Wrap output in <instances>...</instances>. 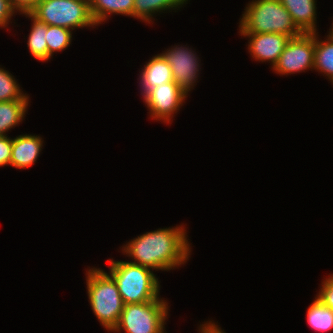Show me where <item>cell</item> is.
<instances>
[{
	"instance_id": "1",
	"label": "cell",
	"mask_w": 333,
	"mask_h": 333,
	"mask_svg": "<svg viewBox=\"0 0 333 333\" xmlns=\"http://www.w3.org/2000/svg\"><path fill=\"white\" fill-rule=\"evenodd\" d=\"M185 226L182 223L143 233L123 244L120 250L131 259L129 262L153 271L179 269L191 258L192 252Z\"/></svg>"
},
{
	"instance_id": "2",
	"label": "cell",
	"mask_w": 333,
	"mask_h": 333,
	"mask_svg": "<svg viewBox=\"0 0 333 333\" xmlns=\"http://www.w3.org/2000/svg\"><path fill=\"white\" fill-rule=\"evenodd\" d=\"M244 10L238 33H278L290 38L303 34L280 0H252Z\"/></svg>"
},
{
	"instance_id": "3",
	"label": "cell",
	"mask_w": 333,
	"mask_h": 333,
	"mask_svg": "<svg viewBox=\"0 0 333 333\" xmlns=\"http://www.w3.org/2000/svg\"><path fill=\"white\" fill-rule=\"evenodd\" d=\"M107 263L124 304L144 303L160 297V280L152 269L129 260L111 258Z\"/></svg>"
},
{
	"instance_id": "4",
	"label": "cell",
	"mask_w": 333,
	"mask_h": 333,
	"mask_svg": "<svg viewBox=\"0 0 333 333\" xmlns=\"http://www.w3.org/2000/svg\"><path fill=\"white\" fill-rule=\"evenodd\" d=\"M86 289L91 309L103 326L110 332L117 325L124 302L112 276L98 267L86 269Z\"/></svg>"
},
{
	"instance_id": "5",
	"label": "cell",
	"mask_w": 333,
	"mask_h": 333,
	"mask_svg": "<svg viewBox=\"0 0 333 333\" xmlns=\"http://www.w3.org/2000/svg\"><path fill=\"white\" fill-rule=\"evenodd\" d=\"M169 302L161 296L149 302L124 304L113 333H167ZM166 331V332H165Z\"/></svg>"
},
{
	"instance_id": "6",
	"label": "cell",
	"mask_w": 333,
	"mask_h": 333,
	"mask_svg": "<svg viewBox=\"0 0 333 333\" xmlns=\"http://www.w3.org/2000/svg\"><path fill=\"white\" fill-rule=\"evenodd\" d=\"M30 14L42 23L72 31L97 27L89 0H40Z\"/></svg>"
},
{
	"instance_id": "7",
	"label": "cell",
	"mask_w": 333,
	"mask_h": 333,
	"mask_svg": "<svg viewBox=\"0 0 333 333\" xmlns=\"http://www.w3.org/2000/svg\"><path fill=\"white\" fill-rule=\"evenodd\" d=\"M315 33L290 38L272 70L288 76L314 69Z\"/></svg>"
},
{
	"instance_id": "8",
	"label": "cell",
	"mask_w": 333,
	"mask_h": 333,
	"mask_svg": "<svg viewBox=\"0 0 333 333\" xmlns=\"http://www.w3.org/2000/svg\"><path fill=\"white\" fill-rule=\"evenodd\" d=\"M189 95L185 93L174 81L159 84L150 89L143 97L152 120L164 124H171L175 114L184 106Z\"/></svg>"
},
{
	"instance_id": "9",
	"label": "cell",
	"mask_w": 333,
	"mask_h": 333,
	"mask_svg": "<svg viewBox=\"0 0 333 333\" xmlns=\"http://www.w3.org/2000/svg\"><path fill=\"white\" fill-rule=\"evenodd\" d=\"M161 54L172 70L174 82L189 95L199 81L201 59L195 49L187 45H174ZM197 54V55H196ZM200 61V62H199Z\"/></svg>"
},
{
	"instance_id": "10",
	"label": "cell",
	"mask_w": 333,
	"mask_h": 333,
	"mask_svg": "<svg viewBox=\"0 0 333 333\" xmlns=\"http://www.w3.org/2000/svg\"><path fill=\"white\" fill-rule=\"evenodd\" d=\"M248 38L247 50L256 62L270 63L271 69L277 63L279 56L284 51L289 36L278 33H239Z\"/></svg>"
},
{
	"instance_id": "11",
	"label": "cell",
	"mask_w": 333,
	"mask_h": 333,
	"mask_svg": "<svg viewBox=\"0 0 333 333\" xmlns=\"http://www.w3.org/2000/svg\"><path fill=\"white\" fill-rule=\"evenodd\" d=\"M40 135L21 134L12 138L10 166L16 169L32 167L38 160L44 147Z\"/></svg>"
},
{
	"instance_id": "12",
	"label": "cell",
	"mask_w": 333,
	"mask_h": 333,
	"mask_svg": "<svg viewBox=\"0 0 333 333\" xmlns=\"http://www.w3.org/2000/svg\"><path fill=\"white\" fill-rule=\"evenodd\" d=\"M145 63L138 78L142 97L155 86L174 81L170 65L161 53L155 54Z\"/></svg>"
},
{
	"instance_id": "13",
	"label": "cell",
	"mask_w": 333,
	"mask_h": 333,
	"mask_svg": "<svg viewBox=\"0 0 333 333\" xmlns=\"http://www.w3.org/2000/svg\"><path fill=\"white\" fill-rule=\"evenodd\" d=\"M303 33H316L317 0H280Z\"/></svg>"
},
{
	"instance_id": "14",
	"label": "cell",
	"mask_w": 333,
	"mask_h": 333,
	"mask_svg": "<svg viewBox=\"0 0 333 333\" xmlns=\"http://www.w3.org/2000/svg\"><path fill=\"white\" fill-rule=\"evenodd\" d=\"M190 0H134L133 15L134 19L140 22L153 24L157 15L170 12H178Z\"/></svg>"
},
{
	"instance_id": "15",
	"label": "cell",
	"mask_w": 333,
	"mask_h": 333,
	"mask_svg": "<svg viewBox=\"0 0 333 333\" xmlns=\"http://www.w3.org/2000/svg\"><path fill=\"white\" fill-rule=\"evenodd\" d=\"M89 4L97 26L103 25L111 15L119 14L126 17L133 15L134 0H89Z\"/></svg>"
},
{
	"instance_id": "16",
	"label": "cell",
	"mask_w": 333,
	"mask_h": 333,
	"mask_svg": "<svg viewBox=\"0 0 333 333\" xmlns=\"http://www.w3.org/2000/svg\"><path fill=\"white\" fill-rule=\"evenodd\" d=\"M322 40L319 32L315 33L314 69L325 76L333 85V31Z\"/></svg>"
},
{
	"instance_id": "17",
	"label": "cell",
	"mask_w": 333,
	"mask_h": 333,
	"mask_svg": "<svg viewBox=\"0 0 333 333\" xmlns=\"http://www.w3.org/2000/svg\"><path fill=\"white\" fill-rule=\"evenodd\" d=\"M30 100H13L0 102V136L22 124L25 120Z\"/></svg>"
},
{
	"instance_id": "18",
	"label": "cell",
	"mask_w": 333,
	"mask_h": 333,
	"mask_svg": "<svg viewBox=\"0 0 333 333\" xmlns=\"http://www.w3.org/2000/svg\"><path fill=\"white\" fill-rule=\"evenodd\" d=\"M30 19L32 24L30 33L27 37V47L30 54L38 61L48 62L52 57L48 54V46L46 43L47 24L38 21L31 14H22Z\"/></svg>"
},
{
	"instance_id": "19",
	"label": "cell",
	"mask_w": 333,
	"mask_h": 333,
	"mask_svg": "<svg viewBox=\"0 0 333 333\" xmlns=\"http://www.w3.org/2000/svg\"><path fill=\"white\" fill-rule=\"evenodd\" d=\"M313 302L307 308V324L318 333L333 330V310L326 306L319 298L314 296Z\"/></svg>"
},
{
	"instance_id": "20",
	"label": "cell",
	"mask_w": 333,
	"mask_h": 333,
	"mask_svg": "<svg viewBox=\"0 0 333 333\" xmlns=\"http://www.w3.org/2000/svg\"><path fill=\"white\" fill-rule=\"evenodd\" d=\"M0 65V102L13 100H30L29 94L23 92L18 81L8 70ZM22 88V89H21Z\"/></svg>"
},
{
	"instance_id": "21",
	"label": "cell",
	"mask_w": 333,
	"mask_h": 333,
	"mask_svg": "<svg viewBox=\"0 0 333 333\" xmlns=\"http://www.w3.org/2000/svg\"><path fill=\"white\" fill-rule=\"evenodd\" d=\"M73 31L59 26L47 25L46 43L48 54L53 58L55 52H62L70 46Z\"/></svg>"
},
{
	"instance_id": "22",
	"label": "cell",
	"mask_w": 333,
	"mask_h": 333,
	"mask_svg": "<svg viewBox=\"0 0 333 333\" xmlns=\"http://www.w3.org/2000/svg\"><path fill=\"white\" fill-rule=\"evenodd\" d=\"M328 275L322 280L316 297L333 310V273Z\"/></svg>"
},
{
	"instance_id": "23",
	"label": "cell",
	"mask_w": 333,
	"mask_h": 333,
	"mask_svg": "<svg viewBox=\"0 0 333 333\" xmlns=\"http://www.w3.org/2000/svg\"><path fill=\"white\" fill-rule=\"evenodd\" d=\"M12 138L8 135L0 136V167L10 165Z\"/></svg>"
},
{
	"instance_id": "24",
	"label": "cell",
	"mask_w": 333,
	"mask_h": 333,
	"mask_svg": "<svg viewBox=\"0 0 333 333\" xmlns=\"http://www.w3.org/2000/svg\"><path fill=\"white\" fill-rule=\"evenodd\" d=\"M17 13L12 9L9 0H0V29L9 28L8 25L12 24L13 15Z\"/></svg>"
},
{
	"instance_id": "25",
	"label": "cell",
	"mask_w": 333,
	"mask_h": 333,
	"mask_svg": "<svg viewBox=\"0 0 333 333\" xmlns=\"http://www.w3.org/2000/svg\"><path fill=\"white\" fill-rule=\"evenodd\" d=\"M12 9L16 13H20L19 15L22 14H30L35 7L37 6L38 2L40 0H9Z\"/></svg>"
},
{
	"instance_id": "26",
	"label": "cell",
	"mask_w": 333,
	"mask_h": 333,
	"mask_svg": "<svg viewBox=\"0 0 333 333\" xmlns=\"http://www.w3.org/2000/svg\"><path fill=\"white\" fill-rule=\"evenodd\" d=\"M198 333H226L214 320L204 321L198 326Z\"/></svg>"
}]
</instances>
